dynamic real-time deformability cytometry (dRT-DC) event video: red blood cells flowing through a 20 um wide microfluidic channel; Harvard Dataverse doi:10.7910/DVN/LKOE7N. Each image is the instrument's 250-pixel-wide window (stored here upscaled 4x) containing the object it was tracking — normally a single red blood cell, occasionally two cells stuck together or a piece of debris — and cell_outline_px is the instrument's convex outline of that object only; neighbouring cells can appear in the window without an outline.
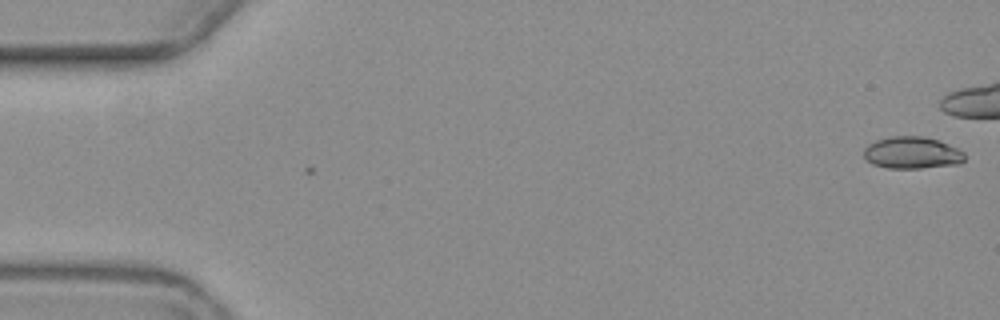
{"species": "common noctule bat (a hibernating species)", "species_latin": "Nyctalus noctula", "temperature_condition": "warm", "stored_images_in_passage": 2, "camera_frame_rate_fps": 3000, "um_per_image_px": 0.085, "animal": {"sex": "female", "body_mass_g": 19.3, "forearm_length_mm": 54.1}, "frame": {"image": 1, "passage_image": 2, "time_ms": 1.333, "image_size_px": [1000, 320], "cell_outline_px": [[964, 160], [960, 164], [920, 168], [888, 168], [872, 164], [864, 156], [864, 148], [868, 144], [876, 140], [888, 136], [924, 136], [940, 140], [964, 152]], "centroid_in_image_um": [77.52, 12.97], "position_along_channel_um": 7.5, "area_um2": 18.9}}